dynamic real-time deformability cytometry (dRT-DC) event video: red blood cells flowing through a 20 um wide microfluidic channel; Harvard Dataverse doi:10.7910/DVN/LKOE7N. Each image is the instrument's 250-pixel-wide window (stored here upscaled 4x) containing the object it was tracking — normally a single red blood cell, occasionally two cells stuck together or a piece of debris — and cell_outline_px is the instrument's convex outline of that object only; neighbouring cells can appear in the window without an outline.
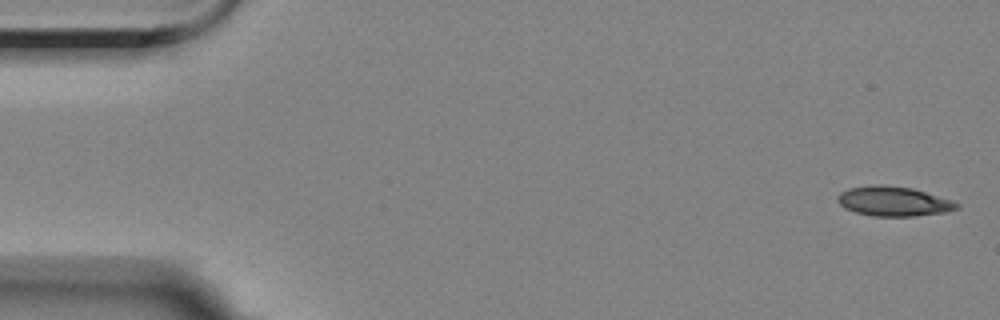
{"species": "Egyptian fruit bat (a non-hibernating species)", "species_latin": "Rousettus aegyptiacus", "temperature_condition": "room temperature", "stored_images_in_passage": 4, "camera_frame_rate_fps": 3000, "um_per_image_px": 0.085, "animal": {"sex": "female"}, "frame": {"image": 1, "passage_image": 1, "time_ms": 0.0, "image_size_px": [1000, 320], "cell_outline_px": [[960, 208], [944, 212], [916, 216], [872, 216], [856, 212], [844, 208], [836, 200], [836, 196], [840, 192], [848, 188], [876, 184], [880, 184], [912, 188], [952, 200], [960, 204]], "centroid_in_image_um": [75.93, 17.11], "position_along_channel_um": 9.1, "area_um2": 20.69}}